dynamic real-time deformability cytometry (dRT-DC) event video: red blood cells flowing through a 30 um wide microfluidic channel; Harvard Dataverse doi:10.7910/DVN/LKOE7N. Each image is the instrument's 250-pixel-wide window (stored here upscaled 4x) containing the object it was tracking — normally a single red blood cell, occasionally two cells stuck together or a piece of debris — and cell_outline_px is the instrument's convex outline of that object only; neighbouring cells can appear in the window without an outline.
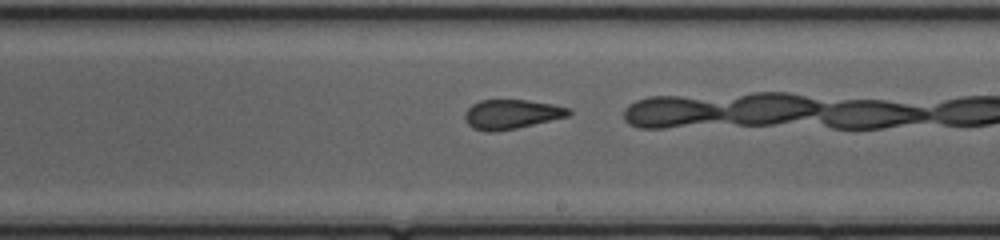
{"species": "common noctule bat (a hibernating species)", "species_latin": "Nyctalus noctula", "temperature_condition": "cold", "stored_images_in_passage": 36, "camera_frame_rate_fps": 3000, "um_per_image_px": 0.085, "animal": {"sex": "female", "body_mass_g": 20.0, "forearm_length_mm": 54.0}, "frame": {"image": 1, "passage_image": 26, "time_ms": 8.333, "image_size_px": [1000, 240], "cell_outline_px": [[572, 112], [568, 116], [516, 128], [492, 132], [484, 132], [472, 128], [464, 120], [464, 112], [472, 104], [480, 100], [524, 100], [552, 104], [568, 108]], "centroid_in_image_um": [43.41, 9.71], "position_along_channel_um": 245.6, "area_um2": 17.74}}